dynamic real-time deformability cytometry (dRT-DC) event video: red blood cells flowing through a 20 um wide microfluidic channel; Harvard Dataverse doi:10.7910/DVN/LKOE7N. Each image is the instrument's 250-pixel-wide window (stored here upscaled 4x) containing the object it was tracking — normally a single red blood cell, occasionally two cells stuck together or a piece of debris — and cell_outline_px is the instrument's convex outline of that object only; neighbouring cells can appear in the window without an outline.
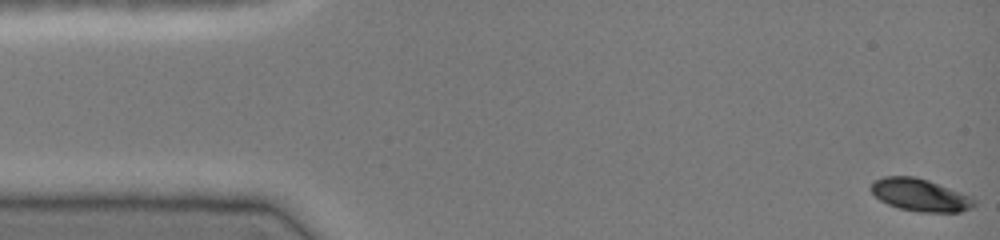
{"species": "common noctule bat (a hibernating species)", "species_latin": "Nyctalus noctula", "temperature_condition": "cold", "stored_images_in_passage": 45, "camera_frame_rate_fps": 3000, "um_per_image_px": 0.085, "animal": {"sex": "female", "body_mass_g": 19.0, "forearm_length_mm": 51.5}, "frame": {"image": 1, "passage_image": 1, "time_ms": 0.0, "image_size_px": [1000, 240], "cell_outline_px": [[976, 204], [960, 212], [920, 212], [900, 208], [888, 204], [880, 200], [872, 192], [872, 184], [876, 180], [884, 176], [912, 176], [928, 180], [960, 192], [976, 200]], "centroid_in_image_um": [78.21, 16.57], "position_along_channel_um": 6.8, "area_um2": 19.13}}
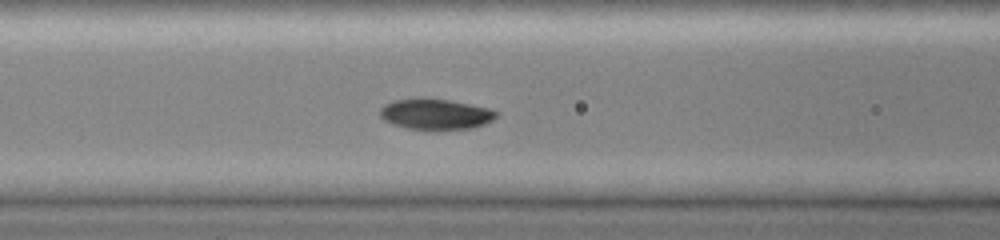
{"frame": {"image": 2, "passage_image": 19, "time_ms": 6.0, "image_size_px": [1000, 240], "cell_outline_px": [[496, 116], [492, 120], [484, 124], [472, 128], [432, 132], [408, 128], [384, 120], [380, 116], [380, 108], [384, 104], [392, 100], [416, 96], [424, 96], [448, 100], [492, 108], [496, 112]], "centroid_in_image_um": [36.99, 9.69], "position_along_channel_um": 129.6, "area_um2": 21.68}}
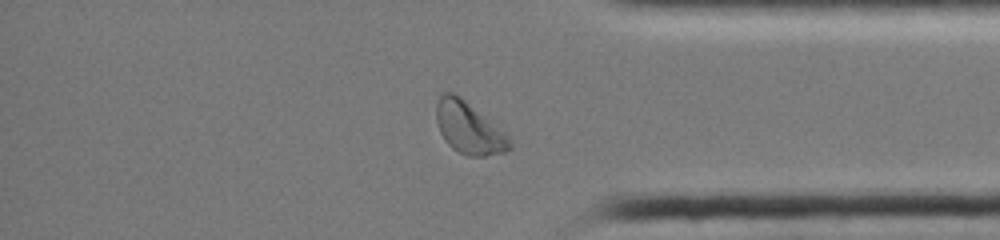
{"frame": {"image": 3, "passage_image": 39, "time_ms": 12.667, "image_size_px": [1000, 240], "cell_outline_px": [[512, 148], [504, 152], [484, 156], [468, 156], [452, 148], [444, 140], [440, 132], [436, 120], [436, 104], [440, 96], [444, 92], [456, 92], [508, 132], [512, 144]], "centroid_in_image_um": [39.9, 10.85], "position_along_channel_um": 395.3, "area_um2": 22.77}, "authors_computed_cell_mechanics": {"area_um2": 20.2878, "velocity_mm_per_s": 4.0387, "shape_relaxation_time_tau1_ms": 1.8262, "shape_relaxation_time_tau2_ms": null, "deformation_change_tau1": 0.105, "deformation_change_tau2": null}}